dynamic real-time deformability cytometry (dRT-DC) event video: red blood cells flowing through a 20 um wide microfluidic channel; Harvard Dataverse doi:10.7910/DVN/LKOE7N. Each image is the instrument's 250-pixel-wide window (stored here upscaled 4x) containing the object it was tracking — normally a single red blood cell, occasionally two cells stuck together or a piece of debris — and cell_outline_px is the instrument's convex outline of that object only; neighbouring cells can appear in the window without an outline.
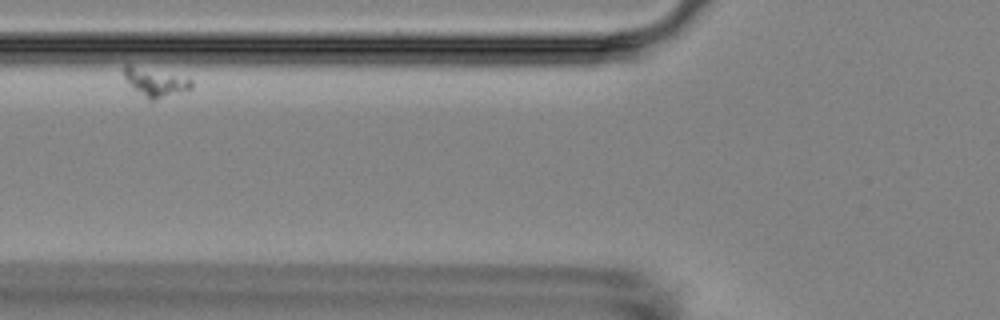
{"species": "Egyptian fruit bat (a non-hibernating species)", "species_latin": "Rousettus aegyptiacus", "temperature_condition": "room temperature", "stored_images_in_passage": 3, "camera_frame_rate_fps": 3000, "um_per_image_px": 0.085, "animal": {"sex": "female"}, "frame": {"image": 1, "passage_image": 2, "time_ms": 2.333, "image_size_px": [1000, 320], "cell_outline_px": [[192, 88], [156, 100], [148, 100], [132, 88], [124, 76], [124, 64], [128, 64], [192, 80]], "centroid_in_image_um": [13.15, 7.02], "position_along_channel_um": 112.6, "area_um2": 10.69}}